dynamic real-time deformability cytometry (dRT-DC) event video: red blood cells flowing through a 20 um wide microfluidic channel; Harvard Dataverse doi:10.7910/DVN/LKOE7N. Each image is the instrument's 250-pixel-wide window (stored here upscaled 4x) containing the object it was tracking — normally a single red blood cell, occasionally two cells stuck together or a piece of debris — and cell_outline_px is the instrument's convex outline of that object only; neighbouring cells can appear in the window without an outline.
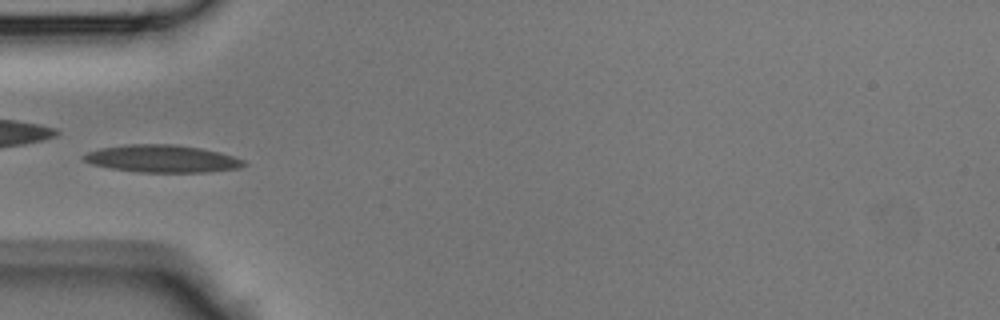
{"species": "Egyptian fruit bat (a non-hibernating species)", "species_latin": "Rousettus aegyptiacus", "temperature_condition": "room temperature", "stored_images_in_passage": 43, "camera_frame_rate_fps": 3000, "um_per_image_px": 0.085, "animal": {"sex": "male"}, "frame": {"image": 1, "passage_image": 13, "time_ms": 4.0, "image_size_px": [1000, 320], "cell_outline_px": [[248, 164], [240, 168], [204, 172], [140, 172], [112, 168], [92, 164], [84, 160], [80, 156], [88, 152], [100, 148], [124, 144], [176, 144], [200, 148], [220, 152], [244, 160]], "centroid_in_image_um": [13.78, 13.48], "position_along_channel_um": 71.2, "area_um2": 25.61}}